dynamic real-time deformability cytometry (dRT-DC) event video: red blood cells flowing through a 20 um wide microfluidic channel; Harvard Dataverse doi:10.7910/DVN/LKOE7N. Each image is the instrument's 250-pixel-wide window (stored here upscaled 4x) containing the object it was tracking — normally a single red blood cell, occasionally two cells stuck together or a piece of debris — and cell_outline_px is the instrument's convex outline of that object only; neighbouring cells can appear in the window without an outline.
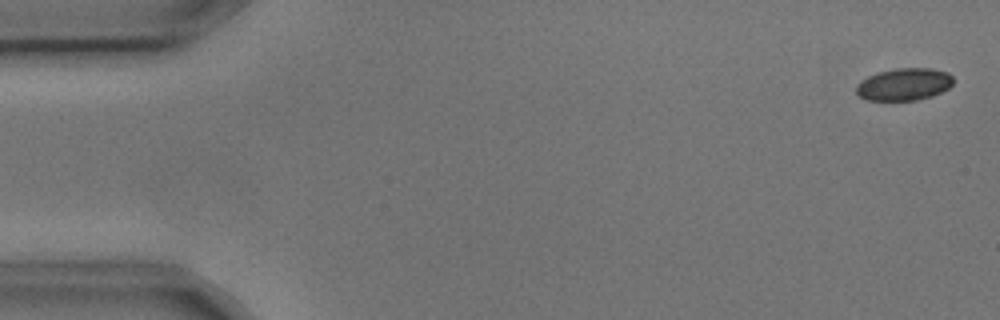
{"species": "common noctule bat (a hibernating species)", "species_latin": "Nyctalus noctula", "temperature_condition": "cold", "stored_images_in_passage": 4, "camera_frame_rate_fps": 3000, "um_per_image_px": 0.085, "animal": {"sex": "male", "body_mass_g": 17.9, "forearm_length_mm": 54.2}, "frame": {"image": 1, "passage_image": 1, "time_ms": 0.0, "image_size_px": [1000, 320], "cell_outline_px": [[952, 84], [948, 88], [932, 96], [916, 100], [868, 100], [860, 96], [856, 92], [856, 84], [868, 76], [876, 72], [896, 68], [932, 68], [948, 72], [952, 76]], "centroid_in_image_um": [76.84, 7.15], "position_along_channel_um": 8.2, "area_um2": 18.26}}